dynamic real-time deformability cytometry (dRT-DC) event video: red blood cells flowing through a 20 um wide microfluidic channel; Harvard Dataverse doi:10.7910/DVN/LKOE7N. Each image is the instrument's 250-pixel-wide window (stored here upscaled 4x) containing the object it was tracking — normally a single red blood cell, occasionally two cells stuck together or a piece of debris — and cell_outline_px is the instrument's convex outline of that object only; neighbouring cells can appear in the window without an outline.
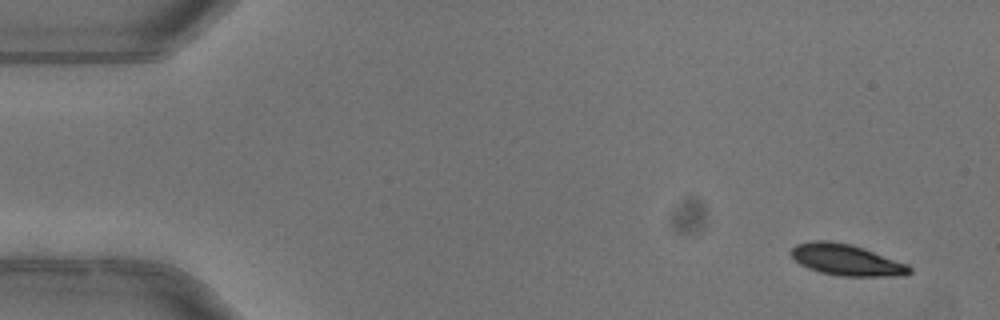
{"species": "common noctule bat (a hibernating species)", "species_latin": "Nyctalus noctula", "temperature_condition": "warm", "stored_images_in_passage": 4, "camera_frame_rate_fps": 3000, "um_per_image_px": 0.085, "animal": {"sex": "female"}, "frame": {"image": 1, "passage_image": 1, "time_ms": 0.0, "image_size_px": [1000, 320], "cell_outline_px": [[912, 272], [904, 276], [840, 276], [820, 272], [808, 268], [800, 264], [788, 252], [796, 244], [816, 240], [828, 240], [852, 244], [864, 248], [908, 264], [912, 268]], "centroid_in_image_um": [71.96, 22.09], "position_along_channel_um": 13.0, "area_um2": 21.73}}
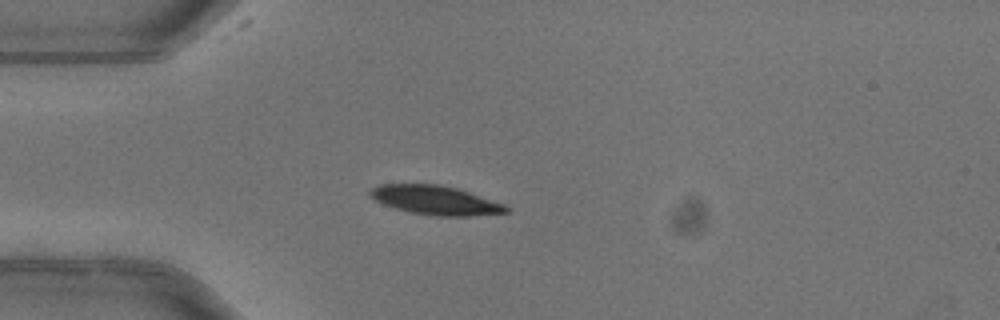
{"frame": {"image": 2, "passage_image": 4, "time_ms": 1.0, "image_size_px": [1000, 320], "cell_outline_px": [[508, 212], [468, 216], [436, 216], [412, 212], [396, 208], [384, 204], [368, 196], [368, 192], [372, 188], [380, 184], [440, 184], [456, 188], [504, 204], [508, 208]], "centroid_in_image_um": [36.97, 17.01], "position_along_channel_um": 48.0, "area_um2": 22.72}}